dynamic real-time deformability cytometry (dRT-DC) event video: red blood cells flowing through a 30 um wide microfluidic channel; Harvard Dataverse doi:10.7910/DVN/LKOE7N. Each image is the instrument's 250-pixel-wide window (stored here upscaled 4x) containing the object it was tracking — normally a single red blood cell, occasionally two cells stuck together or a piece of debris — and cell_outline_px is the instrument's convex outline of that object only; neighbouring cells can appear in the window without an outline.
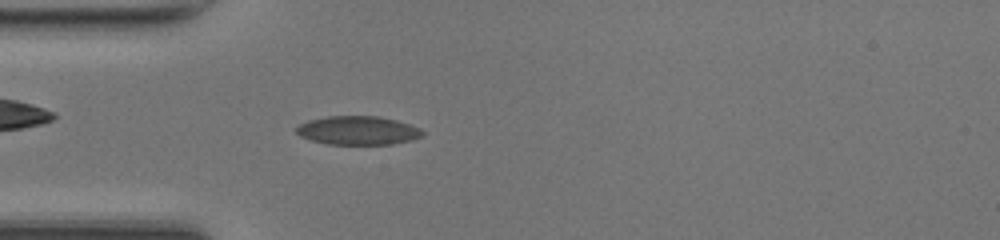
{"species": "common noctule bat (a hibernating species)", "species_latin": "Nyctalus noctula", "temperature_condition": "room temperature", "stored_images_in_passage": 40, "camera_frame_rate_fps": 3000, "um_per_image_px": 0.085, "animal": {"sex": "female", "body_mass_g": 17.0, "forearm_length_mm": 48.0}, "frame": {"image": 1, "passage_image": 6, "time_ms": 1.667, "image_size_px": [1000, 240], "cell_outline_px": [[424, 136], [412, 140], [392, 144], [328, 144], [312, 140], [300, 136], [296, 132], [296, 128], [300, 124], [308, 120], [328, 116], [380, 116], [396, 120], [420, 128], [424, 132]], "centroid_in_image_um": [30.45, 11.08], "position_along_channel_um": 54.6, "area_um2": 21.1}}
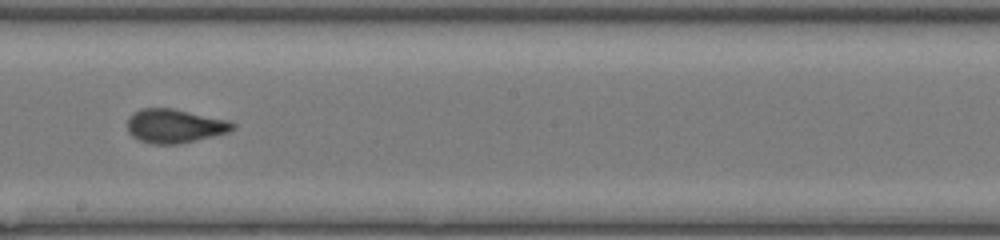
{"frame": {"image": 2, "passage_image": 19, "time_ms": 6.0, "image_size_px": [1000, 240], "cell_outline_px": [[236, 128], [228, 132], [180, 144], [152, 144], [136, 140], [128, 132], [128, 116], [132, 112], [140, 108], [172, 108], [228, 120], [236, 124]], "centroid_in_image_um": [14.81, 10.71], "position_along_channel_um": 233.4, "area_um2": 20.98}}
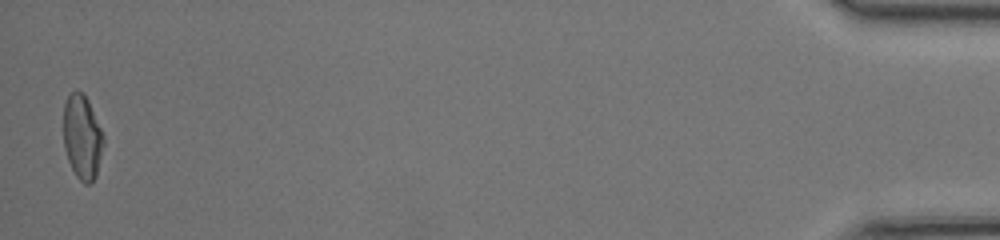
{"frame": {"image": 3, "passage_image": 40, "time_ms": 13.0, "image_size_px": [1000, 240], "cell_outline_px": [[104, 144], [96, 176], [92, 184], [84, 184], [76, 176], [68, 160], [64, 148], [64, 104], [68, 96], [72, 92], [84, 92], [88, 100], [104, 136]], "centroid_in_image_um": [7.0, 11.68], "position_along_channel_um": 428.2, "area_um2": 19.65}, "authors_computed_cell_mechanics": {"area_um2": 20.6924, "velocity_mm_per_s": 4.2386, "shape_relaxation_time_tau1_ms": 6.0303, "shape_relaxation_time_tau2_ms": 0.8442, "deformation_change_tau1": 0.1943, "deformation_change_tau2": 0.0524}}